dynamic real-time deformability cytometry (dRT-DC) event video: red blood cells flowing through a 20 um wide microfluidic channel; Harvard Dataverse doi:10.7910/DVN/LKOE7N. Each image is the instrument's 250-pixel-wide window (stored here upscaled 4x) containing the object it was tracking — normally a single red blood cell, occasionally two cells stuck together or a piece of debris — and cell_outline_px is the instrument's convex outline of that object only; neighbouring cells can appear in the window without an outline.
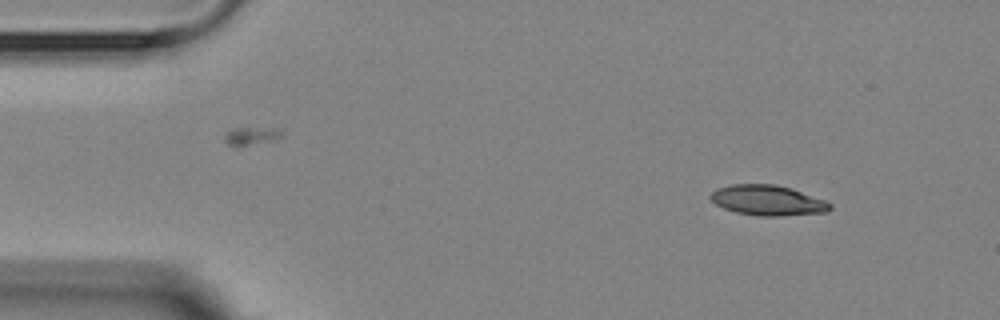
{"species": "Egyptian fruit bat (a non-hibernating species)", "species_latin": "Rousettus aegyptiacus", "temperature_condition": "room temperature", "stored_images_in_passage": 7, "camera_frame_rate_fps": 3000, "um_per_image_px": 0.085, "animal": {"sex": "female"}, "frame": {"image": 1, "passage_image": 1, "time_ms": 0.0, "image_size_px": [1000, 320], "cell_outline_px": [[832, 208], [828, 212], [780, 216], [756, 216], [736, 212], [724, 208], [716, 204], [708, 196], [716, 188], [732, 184], [776, 184], [792, 188], [824, 200], [832, 204]], "centroid_in_image_um": [65.25, 17.03], "position_along_channel_um": 19.7, "area_um2": 21.21}}
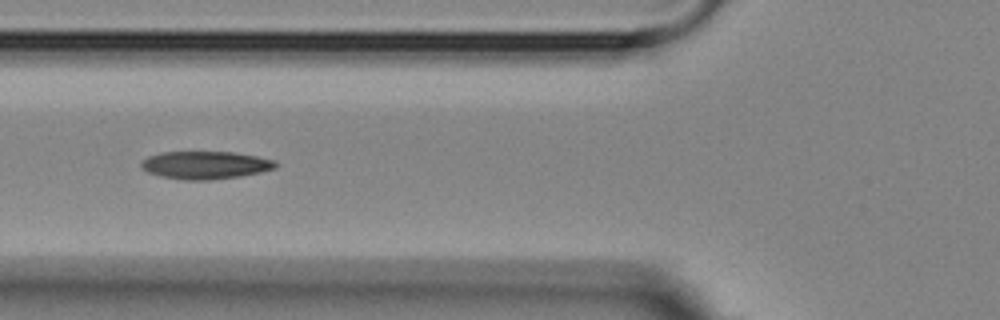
{"frame": {"image": 2, "passage_image": 5, "time_ms": 4.667, "image_size_px": [1000, 320], "cell_outline_px": [[280, 164], [276, 168], [260, 172], [240, 176], [212, 180], [184, 180], [160, 176], [148, 172], [140, 168], [140, 160], [148, 156], [160, 152], [236, 152], [276, 160]], "centroid_in_image_um": [17.45, 14.03], "position_along_channel_um": 108.4, "area_um2": 22.08}}
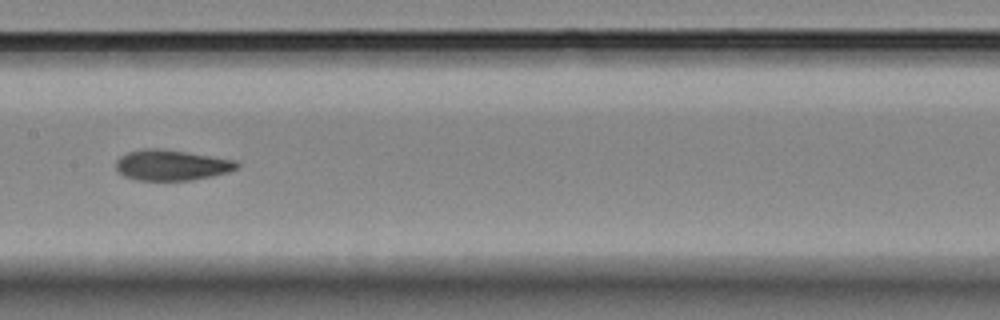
{"frame": {"image": 3, "passage_image": 7, "time_ms": 7.0, "image_size_px": [1000, 320], "cell_outline_px": [[240, 164], [236, 168], [228, 172], [212, 176], [192, 180], [136, 180], [124, 176], [116, 172], [116, 160], [120, 156], [128, 152], [144, 148], [156, 148], [184, 152], [236, 160]], "centroid_in_image_um": [14.54, 14.04], "position_along_channel_um": 192.9, "area_um2": 21.5}}